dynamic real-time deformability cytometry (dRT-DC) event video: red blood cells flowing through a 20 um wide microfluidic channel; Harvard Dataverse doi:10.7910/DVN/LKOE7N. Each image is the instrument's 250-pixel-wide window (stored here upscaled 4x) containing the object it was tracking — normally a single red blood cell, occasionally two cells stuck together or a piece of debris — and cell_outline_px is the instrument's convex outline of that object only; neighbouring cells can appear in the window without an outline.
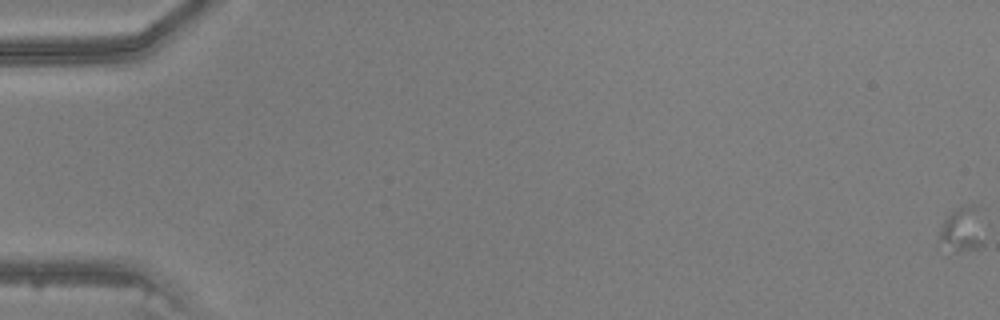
{"species": "common noctule bat (a hibernating species)", "species_latin": "Nyctalus noctula", "temperature_condition": "warm", "stored_images_in_passage": 17, "camera_frame_rate_fps": 3000, "um_per_image_px": 0.085, "animal": {"sex": "male", "body_mass_g": 20.5, "forearm_length_mm": 52.5}, "frame": {"image": 1, "passage_image": 1, "time_ms": 0.0, "image_size_px": [1000, 320], "cell_outline_px": [[984, 244], [980, 248], [960, 252], [956, 252], [940, 240], [940, 232], [944, 220], [956, 208], [972, 204], [976, 204]], "centroid_in_image_um": [81.82, 19.51], "position_along_channel_um": 3.2, "area_um2": 11.21}}